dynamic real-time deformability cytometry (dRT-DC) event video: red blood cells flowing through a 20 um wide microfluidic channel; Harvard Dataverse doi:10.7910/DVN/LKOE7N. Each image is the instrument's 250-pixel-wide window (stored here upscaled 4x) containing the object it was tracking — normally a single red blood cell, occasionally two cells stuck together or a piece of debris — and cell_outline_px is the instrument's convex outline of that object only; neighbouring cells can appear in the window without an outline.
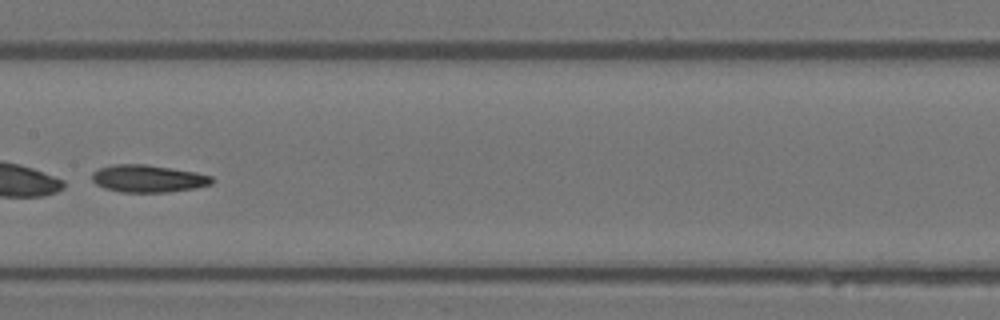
{"species": "Egyptian fruit bat (a non-hibernating species)", "species_latin": "Rousettus aegyptiacus", "temperature_condition": "warm", "stored_images_in_passage": 41, "segment_of_instrument_passage": [2, 2], "camera_frame_rate_fps": 3000, "um_per_image_px": 0.085, "animal": {"sex": "female"}, "frame": {"image": 1, "passage_image": 23, "time_ms": 7.333, "image_size_px": [1000, 320], "cell_outline_px": [[216, 180], [212, 184], [196, 188], [168, 192], [120, 192], [104, 188], [96, 184], [92, 180], [92, 172], [100, 168], [112, 164], [148, 164], [196, 172], [212, 176]], "centroid_in_image_um": [12.61, 15.18], "position_along_channel_um": 194.8, "area_um2": 19.36}}
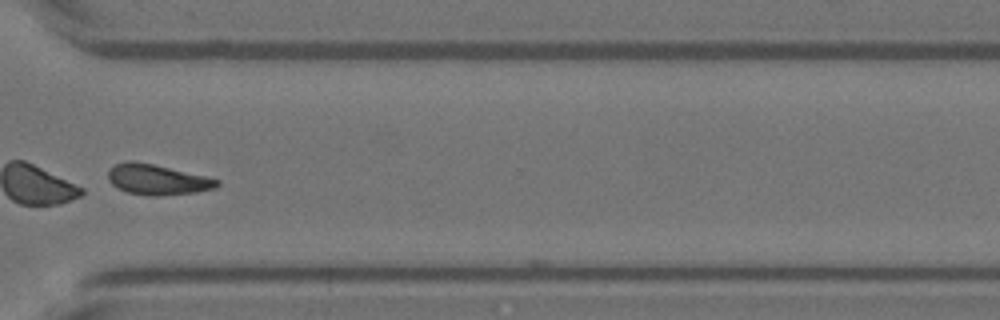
{"frame": {"image": 2, "passage_image": 34, "time_ms": 11.0, "image_size_px": [1000, 320], "cell_outline_px": [[220, 184], [216, 188], [196, 192], [156, 196], [148, 196], [128, 192], [112, 184], [108, 180], [108, 168], [116, 164], [128, 160], [132, 160], [152, 164], [208, 176], [220, 180]], "centroid_in_image_um": [13.39, 15.26], "position_along_channel_um": 357.2, "area_um2": 19.36}}